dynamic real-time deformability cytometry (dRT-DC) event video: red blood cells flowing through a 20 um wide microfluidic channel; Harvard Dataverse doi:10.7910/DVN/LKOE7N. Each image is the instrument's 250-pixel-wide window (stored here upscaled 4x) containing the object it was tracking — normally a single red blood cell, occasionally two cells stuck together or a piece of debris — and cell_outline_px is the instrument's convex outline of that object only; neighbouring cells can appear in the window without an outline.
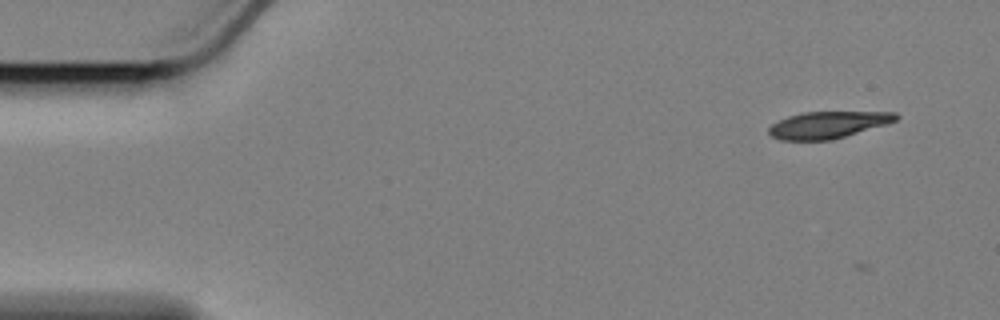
{"species": "Egyptian fruit bat (a non-hibernating species)", "species_latin": "Rousettus aegyptiacus", "temperature_condition": "cold", "stored_images_in_passage": 8, "camera_frame_rate_fps": 3000, "um_per_image_px": 0.085, "animal": {"sex": "female"}, "frame": {"image": 1, "passage_image": 2, "time_ms": 0.333, "image_size_px": [1000, 320], "cell_outline_px": [[900, 116], [896, 120], [888, 124], [832, 140], [780, 140], [772, 136], [768, 132], [768, 128], [772, 124], [788, 116], [804, 112], [896, 112]], "centroid_in_image_um": [70.4, 10.61], "position_along_channel_um": 14.6, "area_um2": 19.88}}